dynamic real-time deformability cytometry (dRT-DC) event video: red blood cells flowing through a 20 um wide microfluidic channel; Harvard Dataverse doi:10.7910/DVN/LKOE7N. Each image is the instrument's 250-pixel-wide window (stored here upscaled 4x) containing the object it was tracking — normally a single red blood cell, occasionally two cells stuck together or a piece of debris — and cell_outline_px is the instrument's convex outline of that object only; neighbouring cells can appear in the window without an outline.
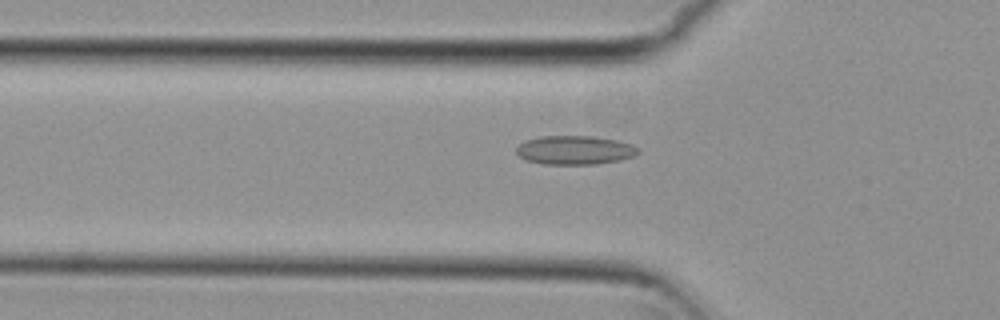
{"species": "common noctule bat (a hibernating species)", "species_latin": "Nyctalus noctula", "temperature_condition": "cold", "stored_images_in_passage": 30, "camera_frame_rate_fps": 3000, "um_per_image_px": 0.085, "animal": {"sex": "female", "body_mass_g": 29.2, "forearm_length_mm": 56.3}, "frame": {"image": 1, "passage_image": 8, "time_ms": 2.333, "image_size_px": [1000, 320], "cell_outline_px": [[640, 152], [632, 156], [620, 160], [596, 164], [544, 164], [524, 160], [516, 152], [516, 148], [524, 140], [540, 136], [592, 136], [616, 140], [632, 144], [640, 148]], "centroid_in_image_um": [48.85, 12.75], "position_along_channel_um": 77.0, "area_um2": 20.58}}
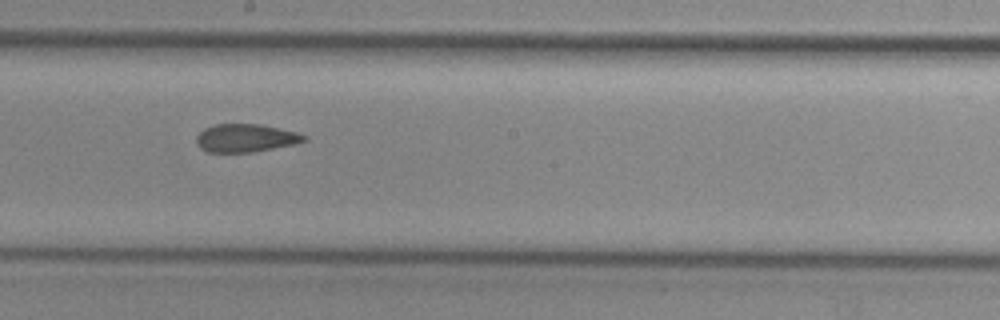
{"frame": {"image": 2, "passage_image": 20, "time_ms": 6.333, "image_size_px": [1000, 320], "cell_outline_px": [[308, 140], [292, 144], [252, 152], [208, 152], [200, 148], [196, 144], [196, 136], [204, 128], [216, 124], [260, 124], [296, 132], [308, 136]], "centroid_in_image_um": [20.85, 11.73], "position_along_channel_um": 227.3, "area_um2": 17.51}}
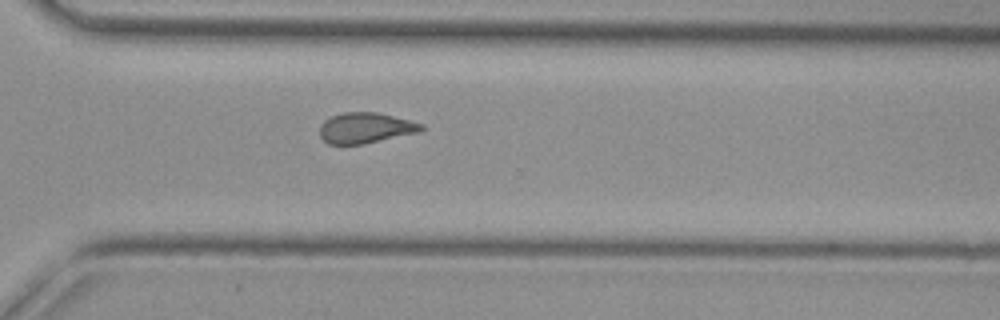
{"frame": {"image": 3, "passage_image": 29, "time_ms": 9.333, "image_size_px": [1000, 320], "cell_outline_px": [[424, 128], [420, 132], [364, 144], [328, 144], [320, 136], [320, 124], [324, 120], [332, 116], [344, 112], [376, 112], [424, 124]], "centroid_in_image_um": [31.06, 10.88], "position_along_channel_um": 339.5, "area_um2": 18.09}}